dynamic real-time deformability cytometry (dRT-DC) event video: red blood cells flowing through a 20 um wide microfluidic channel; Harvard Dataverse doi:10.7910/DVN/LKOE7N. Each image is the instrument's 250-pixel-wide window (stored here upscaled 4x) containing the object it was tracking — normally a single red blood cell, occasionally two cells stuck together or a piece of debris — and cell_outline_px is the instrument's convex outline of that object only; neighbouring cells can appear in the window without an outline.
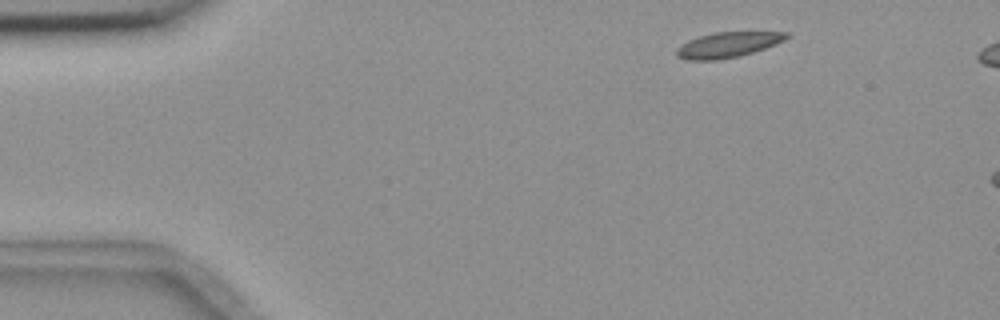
{"species": "common noctule bat (a hibernating species)", "species_latin": "Nyctalus noctula", "temperature_condition": "room temperature", "stored_images_in_passage": 3, "camera_frame_rate_fps": 3000, "um_per_image_px": 0.085, "animal": {"sex": "female", "body_mass_g": 18.4}, "frame": {"image": 1, "passage_image": 1, "time_ms": 0.0, "image_size_px": [1000, 320], "cell_outline_px": [[792, 36], [776, 44], [740, 56], [716, 60], [688, 60], [676, 56], [676, 48], [680, 44], [688, 40], [700, 36], [716, 32], [788, 32]], "centroid_in_image_um": [61.85, 3.8], "position_along_channel_um": 23.1, "area_um2": 16.24}}